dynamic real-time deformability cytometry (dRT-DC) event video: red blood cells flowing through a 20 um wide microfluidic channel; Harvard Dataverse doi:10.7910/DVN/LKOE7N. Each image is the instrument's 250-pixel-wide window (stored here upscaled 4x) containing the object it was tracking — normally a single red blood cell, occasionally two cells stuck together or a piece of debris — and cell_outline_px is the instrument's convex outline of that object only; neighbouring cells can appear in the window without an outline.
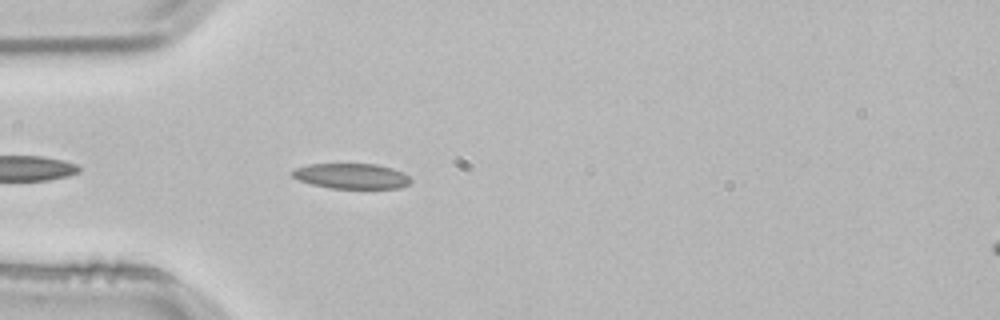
{"species": "common noctule bat (a hibernating species)", "species_latin": "Nyctalus noctula", "temperature_condition": "room temperature", "stored_images_in_passage": 3, "camera_frame_rate_fps": 3000, "um_per_image_px": 0.085, "animal": {"sex": "male", "body_mass_g": 21.5, "forearm_length_mm": 52.0}, "frame": {"image": 1, "passage_image": 3, "time_ms": 0.667, "image_size_px": [1000, 320], "cell_outline_px": [[412, 180], [408, 184], [400, 188], [332, 188], [312, 184], [300, 180], [292, 176], [288, 172], [292, 168], [308, 164], [376, 164], [392, 168], [404, 172]], "centroid_in_image_um": [29.84, 14.95], "position_along_channel_um": 55.2, "area_um2": 17.57}}